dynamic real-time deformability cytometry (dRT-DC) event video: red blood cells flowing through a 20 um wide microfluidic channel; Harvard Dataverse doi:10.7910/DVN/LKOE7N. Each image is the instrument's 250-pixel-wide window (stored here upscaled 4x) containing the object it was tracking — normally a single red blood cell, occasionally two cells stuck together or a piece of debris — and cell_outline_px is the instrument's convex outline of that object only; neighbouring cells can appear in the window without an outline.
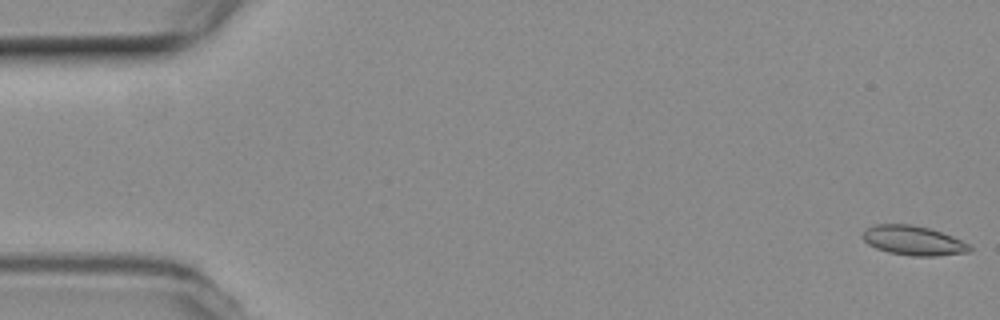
{"species": "common noctule bat (a hibernating species)", "species_latin": "Nyctalus noctula", "temperature_condition": "room temperature", "stored_images_in_passage": 53, "camera_frame_rate_fps": 3000, "um_per_image_px": 0.085, "animal": {"sex": "female", "body_mass_g": 19.3, "forearm_length_mm": 54.1}, "frame": {"image": 1, "passage_image": 1, "time_ms": 0.0, "image_size_px": [1000, 320], "cell_outline_px": [[972, 252], [936, 256], [912, 256], [888, 252], [876, 248], [868, 244], [860, 236], [864, 228], [872, 224], [912, 224], [928, 228], [952, 236], [972, 244]], "centroid_in_image_um": [77.63, 20.44], "position_along_channel_um": 7.4, "area_um2": 18.73}}
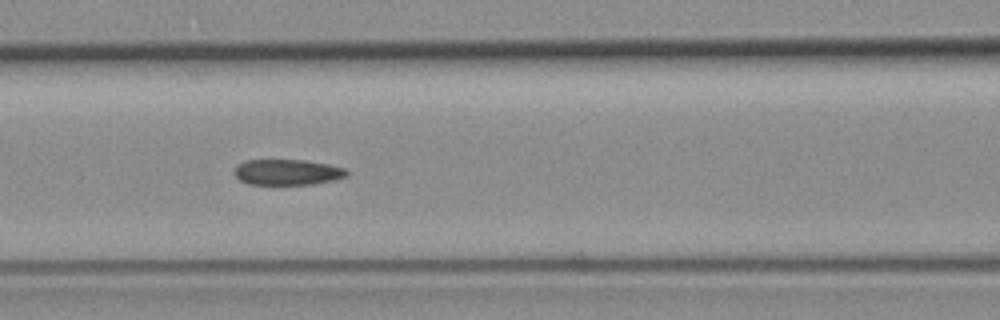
{"frame": {"image": 2, "passage_image": 23, "time_ms": 7.333, "image_size_px": [1000, 320], "cell_outline_px": [[348, 176], [336, 180], [312, 184], [248, 184], [240, 180], [232, 172], [236, 164], [244, 160], [304, 160], [328, 164], [344, 168], [348, 172]], "centroid_in_image_um": [24.4, 14.63], "position_along_channel_um": 142.2, "area_um2": 16.99}}
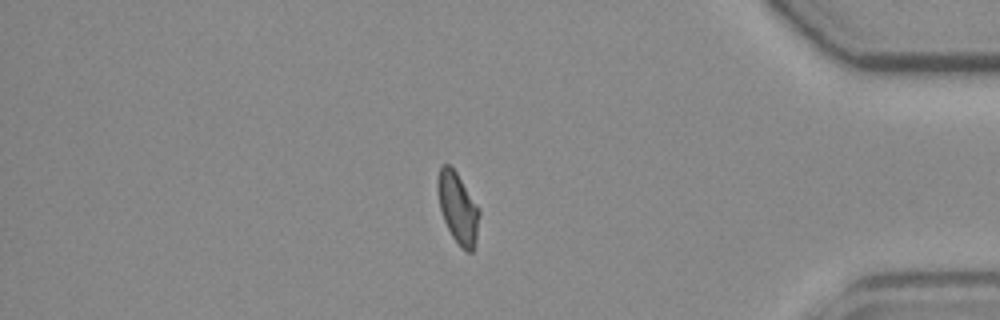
{"frame": {"image": 3, "passage_image": 46, "time_ms": 15.0, "image_size_px": [1000, 320], "cell_outline_px": [[480, 216], [476, 236], [472, 252], [468, 252], [452, 236], [444, 220], [440, 208], [436, 188], [436, 180], [440, 168], [444, 164], [448, 164], [456, 172], [480, 208]], "centroid_in_image_um": [38.91, 17.62], "position_along_channel_um": 396.3, "area_um2": 16.94}, "authors_computed_cell_mechanics": {"area_um2": 17.8024, "velocity_mm_per_s": 3.7897, "shape_relaxation_time_tau1_ms": null, "shape_relaxation_time_tau2_ms": 2.4944, "deformation_change_tau1": null, "deformation_change_tau2": 0.0746}}